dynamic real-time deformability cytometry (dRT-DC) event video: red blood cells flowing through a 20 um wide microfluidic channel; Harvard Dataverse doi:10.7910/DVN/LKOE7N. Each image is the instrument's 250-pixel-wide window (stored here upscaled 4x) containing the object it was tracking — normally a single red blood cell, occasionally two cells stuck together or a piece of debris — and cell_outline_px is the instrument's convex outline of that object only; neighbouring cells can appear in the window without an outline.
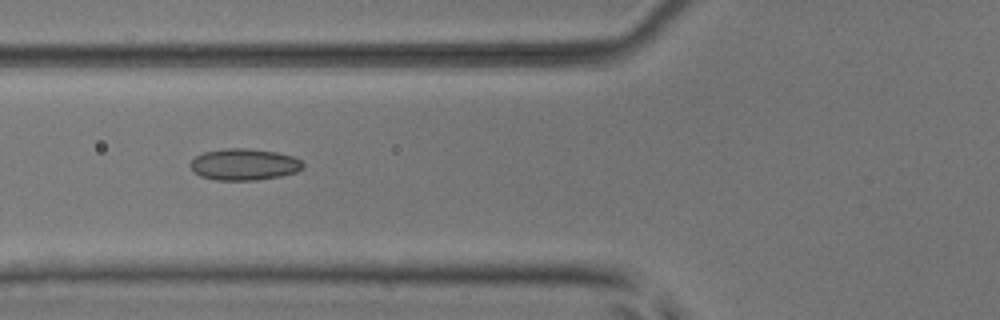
{"species": "common noctule bat (a hibernating species)", "species_latin": "Nyctalus noctula", "temperature_condition": "room temperature", "stored_images_in_passage": 7, "camera_frame_rate_fps": 3000, "um_per_image_px": 0.085, "animal": {"sex": "male", "body_mass_g": 17.9, "forearm_length_mm": 54.2}, "frame": {"image": 1, "passage_image": 6, "time_ms": 1.667, "image_size_px": [1000, 320], "cell_outline_px": [[304, 168], [296, 172], [280, 176], [256, 180], [216, 180], [200, 176], [188, 164], [196, 156], [204, 152], [224, 148], [248, 148], [276, 152], [292, 156], [300, 160], [304, 164]], "centroid_in_image_um": [20.76, 13.97], "position_along_channel_um": 105.0, "area_um2": 20.69}}
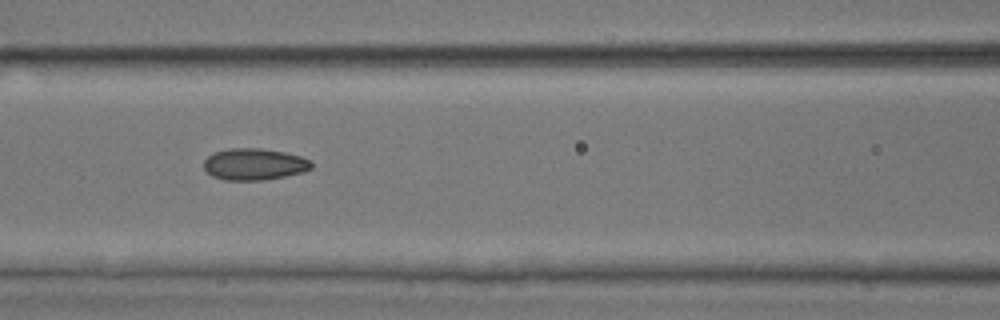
{"frame": {"image": 2, "passage_image": 7, "time_ms": 2.0, "image_size_px": [1000, 320], "cell_outline_px": [[312, 168], [304, 172], [264, 180], [224, 180], [212, 176], [204, 168], [204, 160], [212, 152], [232, 148], [260, 148], [284, 152], [300, 156], [312, 160]], "centroid_in_image_um": [21.62, 13.95], "position_along_channel_um": 145.0, "area_um2": 19.94}}